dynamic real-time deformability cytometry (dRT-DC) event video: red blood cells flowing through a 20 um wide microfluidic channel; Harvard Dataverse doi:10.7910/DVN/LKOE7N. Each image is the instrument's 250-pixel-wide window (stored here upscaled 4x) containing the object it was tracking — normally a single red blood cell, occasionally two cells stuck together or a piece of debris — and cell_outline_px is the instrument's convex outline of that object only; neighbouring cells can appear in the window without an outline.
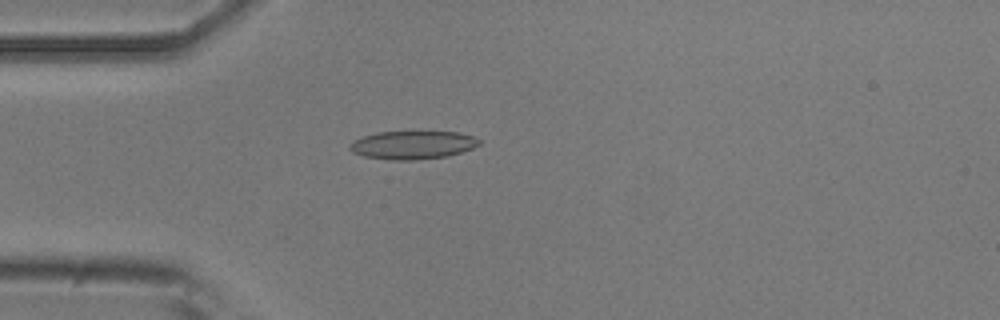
{"species": "common noctule bat (a hibernating species)", "species_latin": "Nyctalus noctula", "temperature_condition": "room temperature", "stored_images_in_passage": 52, "camera_frame_rate_fps": 3000, "um_per_image_px": 0.085, "animal": {"sex": "male", "body_mass_g": 20.5, "forearm_length_mm": 52.5}, "frame": {"image": 1, "passage_image": 14, "time_ms": 4.333, "image_size_px": [1000, 320], "cell_outline_px": [[480, 144], [472, 148], [448, 156], [412, 160], [388, 160], [364, 156], [352, 152], [348, 148], [348, 144], [352, 140], [360, 136], [376, 132], [460, 132], [472, 136], [480, 140]], "centroid_in_image_um": [35.0, 12.32], "position_along_channel_um": 50.0, "area_um2": 21.44}}
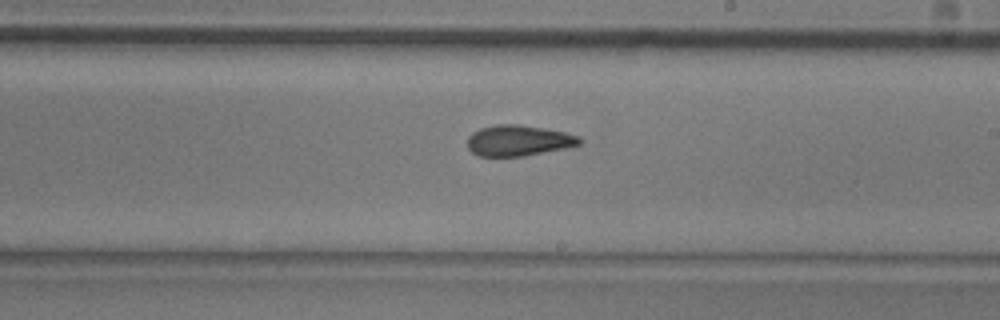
{"frame": {"image": 2, "passage_image": 30, "time_ms": 9.667, "image_size_px": [1000, 320], "cell_outline_px": [[580, 144], [564, 148], [524, 156], [480, 156], [472, 152], [468, 148], [468, 136], [472, 132], [480, 128], [496, 124], [520, 124], [564, 132], [580, 136]], "centroid_in_image_um": [44.04, 11.94], "position_along_channel_um": 245.0, "area_um2": 20.0}}
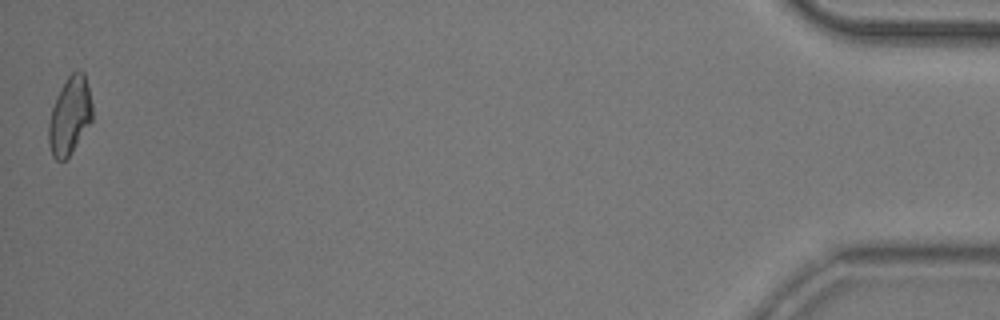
{"frame": {"image": 3, "passage_image": 52, "time_ms": 17.0, "image_size_px": [1000, 320], "cell_outline_px": [[92, 120], [72, 152], [64, 160], [56, 160], [52, 156], [48, 144], [48, 124], [52, 108], [56, 96], [60, 88], [68, 76], [76, 68], [80, 68], [84, 72], [92, 104]], "centroid_in_image_um": [5.92, 9.81], "position_along_channel_um": 429.3, "area_um2": 19.88}, "authors_computed_cell_mechanics": {"area_um2": 20.2589, "velocity_mm_per_s": 3.8272, "shape_relaxation_time_tau1_ms": 7.0537, "shape_relaxation_time_tau2_ms": 1.4657, "deformation_change_tau1": 0.1577, "deformation_change_tau2": 0.0831}}